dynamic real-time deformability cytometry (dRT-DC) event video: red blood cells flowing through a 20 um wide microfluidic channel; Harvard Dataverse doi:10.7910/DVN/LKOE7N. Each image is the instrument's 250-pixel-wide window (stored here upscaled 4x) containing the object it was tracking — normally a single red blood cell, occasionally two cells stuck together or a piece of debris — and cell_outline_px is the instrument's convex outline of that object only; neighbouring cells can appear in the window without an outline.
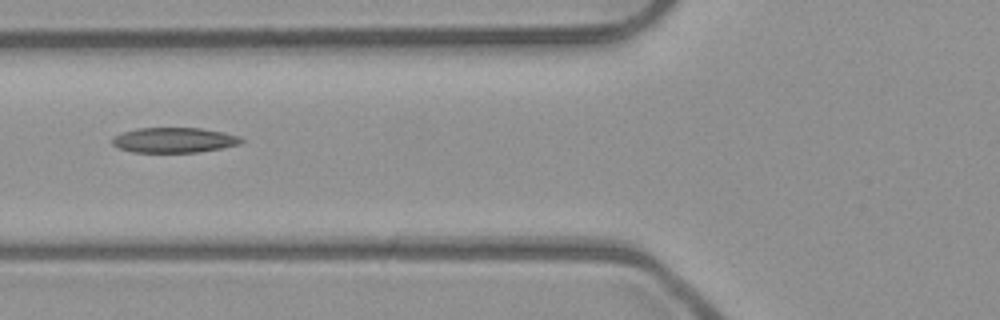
{"species": "common noctule bat (a hibernating species)", "species_latin": "Nyctalus noctula", "temperature_condition": "room temperature", "stored_images_in_passage": 6, "camera_frame_rate_fps": 3000, "um_per_image_px": 0.085, "animal": {"sex": "male", "body_mass_g": 23.1, "forearm_length_mm": 52.7}, "frame": {"image": 1, "passage_image": 5, "time_ms": 1.333, "image_size_px": [1000, 320], "cell_outline_px": [[244, 140], [240, 144], [220, 148], [196, 152], [132, 152], [120, 148], [112, 144], [112, 140], [116, 136], [124, 132], [136, 128], [200, 128], [224, 132], [240, 136]], "centroid_in_image_um": [14.82, 11.9], "position_along_channel_um": 111.0, "area_um2": 18.73}}
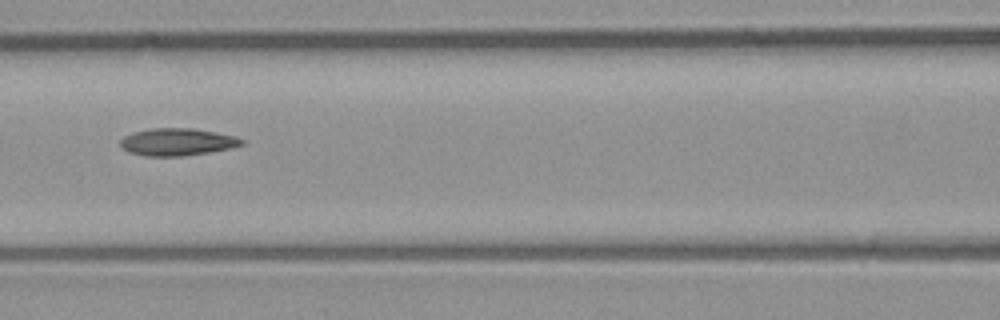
{"frame": {"image": 2, "passage_image": 6, "time_ms": 1.667, "image_size_px": [1000, 320], "cell_outline_px": [[244, 144], [228, 148], [208, 152], [184, 156], [144, 156], [128, 152], [120, 144], [120, 140], [124, 136], [132, 132], [152, 128], [192, 128], [216, 132], [236, 136], [244, 140]], "centroid_in_image_um": [15.05, 12.06], "position_along_channel_um": 151.6, "area_um2": 19.31}}